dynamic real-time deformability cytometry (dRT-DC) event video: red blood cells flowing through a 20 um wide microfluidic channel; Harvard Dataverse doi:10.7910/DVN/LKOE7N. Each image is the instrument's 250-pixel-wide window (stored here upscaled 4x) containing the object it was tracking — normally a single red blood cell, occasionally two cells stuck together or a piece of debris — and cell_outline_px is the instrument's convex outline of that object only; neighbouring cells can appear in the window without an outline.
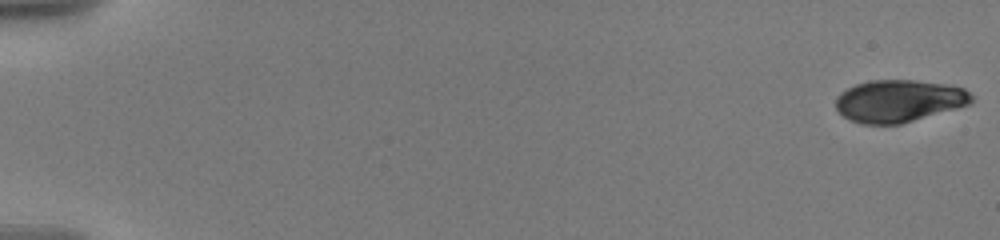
{"species": "human", "species_latin": "Homo sapiens", "temperature_condition": "warm", "stored_images_in_passage": 10, "camera_frame_rate_fps": 3000, "um_per_image_px": 0.085, "donor": {"sex": "male"}, "frame": {"image": 1, "passage_image": 1, "time_ms": 0.0, "image_size_px": [1000, 240], "cell_outline_px": [[972, 104], [900, 124], [860, 124], [844, 116], [836, 108], [836, 96], [840, 92], [856, 84], [868, 80], [916, 80], [944, 84], [964, 88], [972, 96]], "centroid_in_image_um": [76.4, 8.57], "position_along_channel_um": 8.6, "area_um2": 33.41}}
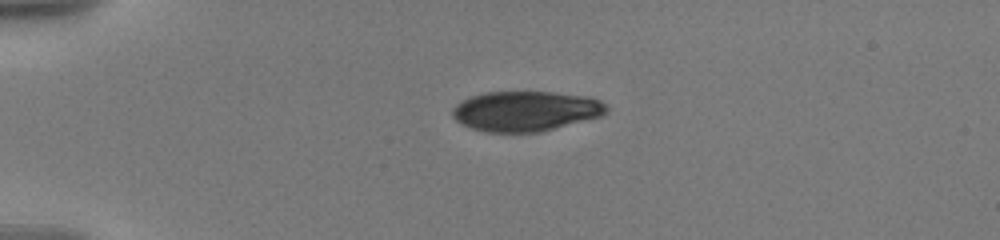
{"frame": {"image": 2, "passage_image": 7, "time_ms": 4.667, "image_size_px": [1000, 240], "cell_outline_px": [[608, 112], [600, 116], [540, 132], [488, 132], [472, 128], [456, 120], [452, 116], [452, 108], [456, 104], [472, 96], [484, 92], [552, 92], [588, 96], [600, 100], [608, 104]], "centroid_in_image_um": [44.71, 9.43], "position_along_channel_um": 40.3, "area_um2": 35.89}}
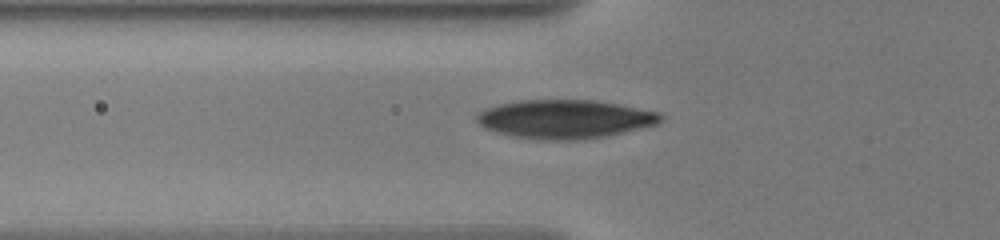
{"frame": {"image": 3, "passage_image": 10, "time_ms": 7.0, "image_size_px": [1000, 240], "cell_outline_px": [[664, 120], [656, 124], [608, 136], [572, 140], [548, 140], [516, 136], [484, 128], [476, 120], [476, 116], [484, 108], [516, 100], [596, 100], [660, 112], [664, 116]], "centroid_in_image_um": [48.05, 10.11], "position_along_channel_um": 77.8, "area_um2": 41.27}}